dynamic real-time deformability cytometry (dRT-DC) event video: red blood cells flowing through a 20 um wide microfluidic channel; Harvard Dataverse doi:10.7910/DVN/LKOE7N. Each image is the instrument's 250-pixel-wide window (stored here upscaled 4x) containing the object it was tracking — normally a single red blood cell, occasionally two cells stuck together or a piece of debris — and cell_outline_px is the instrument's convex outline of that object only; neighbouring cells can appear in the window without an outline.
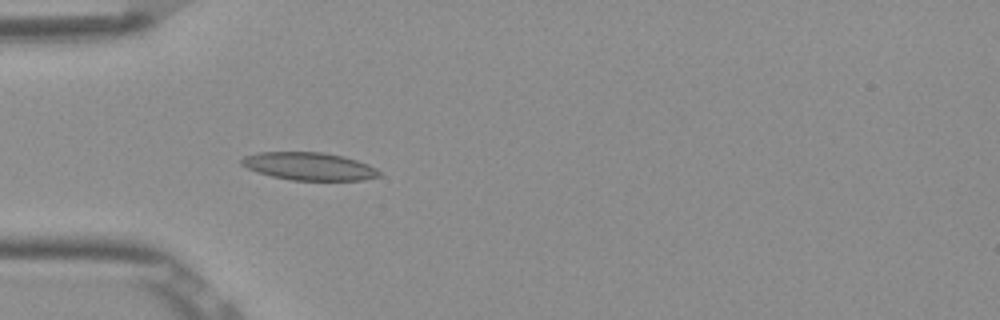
{"species": "Egyptian fruit bat (a non-hibernating species)", "species_latin": "Rousettus aegyptiacus", "temperature_condition": "room temperature", "stored_images_in_passage": 4, "camera_frame_rate_fps": 3000, "um_per_image_px": 0.085, "frame": {"image": 1, "passage_image": 4, "time_ms": 1.0, "image_size_px": [1000, 320], "cell_outline_px": [[380, 176], [364, 180], [292, 180], [272, 176], [248, 168], [240, 164], [240, 160], [244, 156], [260, 152], [324, 152], [344, 156], [368, 164], [376, 168], [380, 172]], "centroid_in_image_um": [26.29, 14.13], "position_along_channel_um": 58.7, "area_um2": 22.2}}